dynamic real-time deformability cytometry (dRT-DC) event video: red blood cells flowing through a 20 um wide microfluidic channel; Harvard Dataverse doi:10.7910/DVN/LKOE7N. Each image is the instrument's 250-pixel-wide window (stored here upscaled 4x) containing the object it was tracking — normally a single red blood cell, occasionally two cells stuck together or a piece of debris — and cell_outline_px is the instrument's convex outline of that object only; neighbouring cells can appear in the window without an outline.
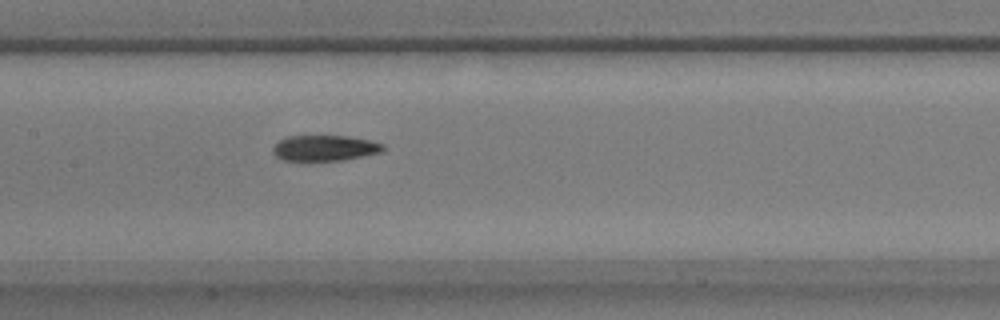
{"species": "common noctule bat (a hibernating species)", "species_latin": "Nyctalus noctula", "temperature_condition": "warm", "stored_images_in_passage": 15, "camera_frame_rate_fps": 3000, "um_per_image_px": 0.085, "animal": {"sex": "male", "body_mass_g": 17.9}, "frame": {"image": 1, "passage_image": 13, "time_ms": 4.0, "image_size_px": [1000, 320], "cell_outline_px": [[384, 148], [380, 152], [344, 160], [284, 160], [276, 156], [272, 152], [272, 148], [280, 140], [288, 136], [348, 136], [368, 140], [384, 144]], "centroid_in_image_um": [27.59, 12.58], "position_along_channel_um": 179.8, "area_um2": 16.24}}